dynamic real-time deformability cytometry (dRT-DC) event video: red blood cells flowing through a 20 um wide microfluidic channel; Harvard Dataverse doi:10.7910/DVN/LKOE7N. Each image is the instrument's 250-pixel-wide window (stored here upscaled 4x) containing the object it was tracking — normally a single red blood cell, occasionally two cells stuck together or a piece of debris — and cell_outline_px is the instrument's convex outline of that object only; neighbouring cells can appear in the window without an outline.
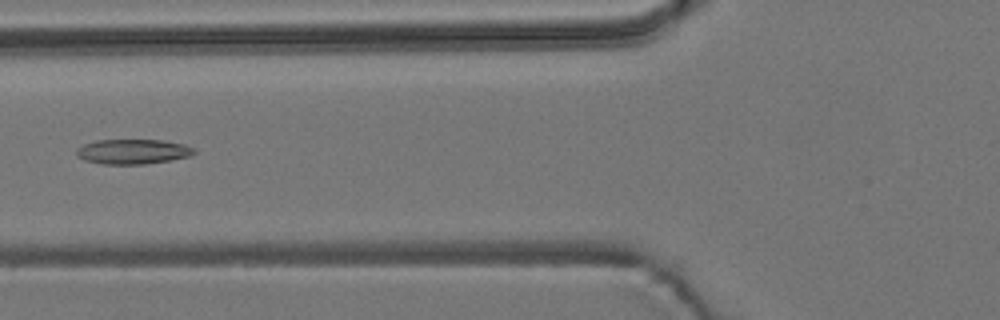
{"species": "common noctule bat (a hibernating species)", "species_latin": "Nyctalus noctula", "temperature_condition": "room temperature", "stored_images_in_passage": 3, "camera_frame_rate_fps": 3000, "um_per_image_px": 0.085, "animal": {"sex": "male", "body_mass_g": 19.2, "forearm_length_mm": 51.8}, "frame": {"image": 1, "passage_image": 3, "time_ms": 0.667, "image_size_px": [1000, 320], "cell_outline_px": [[196, 152], [192, 156], [172, 160], [144, 164], [104, 164], [84, 160], [76, 156], [76, 148], [84, 144], [96, 140], [164, 140], [184, 144], [196, 148]], "centroid_in_image_um": [11.32, 12.88], "position_along_channel_um": 114.5, "area_um2": 17.28}}